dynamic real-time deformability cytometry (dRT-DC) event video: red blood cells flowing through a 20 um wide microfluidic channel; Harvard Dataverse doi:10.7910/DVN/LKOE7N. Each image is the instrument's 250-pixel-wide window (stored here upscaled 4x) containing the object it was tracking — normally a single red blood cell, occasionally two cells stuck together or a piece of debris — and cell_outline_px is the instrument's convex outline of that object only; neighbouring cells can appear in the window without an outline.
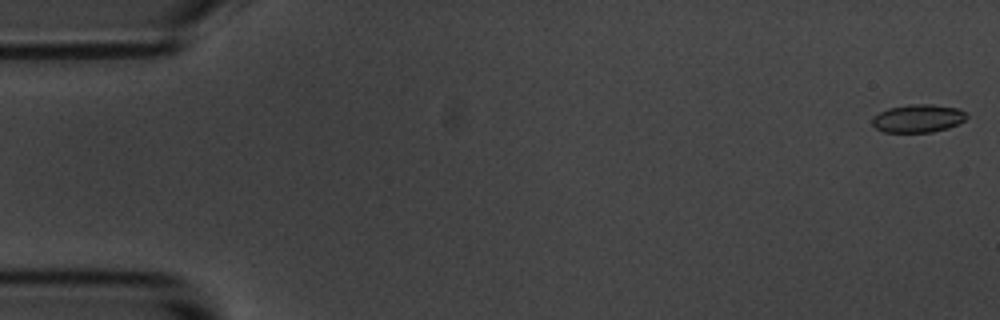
{"species": "common noctule bat (a hibernating species)", "species_latin": "Nyctalus noctula", "temperature_condition": "room temperature", "stored_images_in_passage": 4, "camera_frame_rate_fps": 3000, "um_per_image_px": 0.085, "animal": {"sex": "male", "body_mass_g": 20.1, "forearm_length_mm": 53.5}, "frame": {"image": 1, "passage_image": 1, "time_ms": 0.0, "image_size_px": [1000, 320], "cell_outline_px": [[968, 116], [960, 124], [948, 128], [932, 132], [884, 132], [876, 128], [872, 124], [872, 116], [888, 108], [912, 104], [932, 104], [960, 108]], "centroid_in_image_um": [78.05, 10.06], "position_along_channel_um": 7.0, "area_um2": 15.55}}